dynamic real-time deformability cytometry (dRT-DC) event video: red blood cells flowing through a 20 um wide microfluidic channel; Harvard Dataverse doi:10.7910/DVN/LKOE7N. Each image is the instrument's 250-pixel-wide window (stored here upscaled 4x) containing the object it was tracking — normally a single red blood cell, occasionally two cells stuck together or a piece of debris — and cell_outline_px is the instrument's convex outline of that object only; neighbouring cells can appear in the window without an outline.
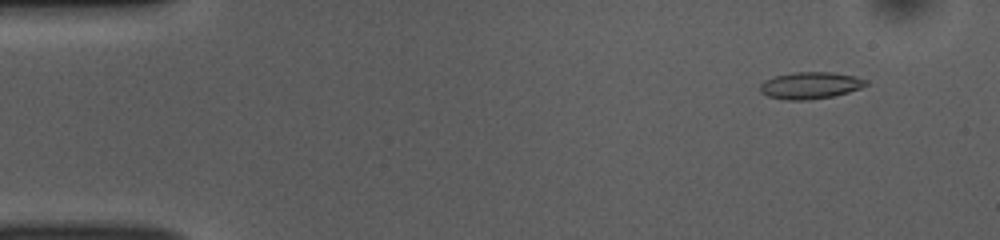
{"species": "common noctule bat (a hibernating species)", "species_latin": "Nyctalus noctula", "temperature_condition": "room temperature", "stored_images_in_passage": 52, "camera_frame_rate_fps": 3000, "um_per_image_px": 0.085, "animal": {"sex": "female", "body_mass_g": 10.0, "forearm_length_mm": 53.1}, "frame": {"image": 1, "passage_image": 5, "time_ms": 1.333, "image_size_px": [1000, 240], "cell_outline_px": [[868, 84], [860, 88], [848, 92], [832, 96], [808, 100], [784, 100], [768, 96], [760, 92], [760, 84], [764, 80], [776, 76], [792, 72], [832, 72], [852, 76], [868, 80]], "centroid_in_image_um": [68.85, 7.26], "position_along_channel_um": 16.2, "area_um2": 16.53}}
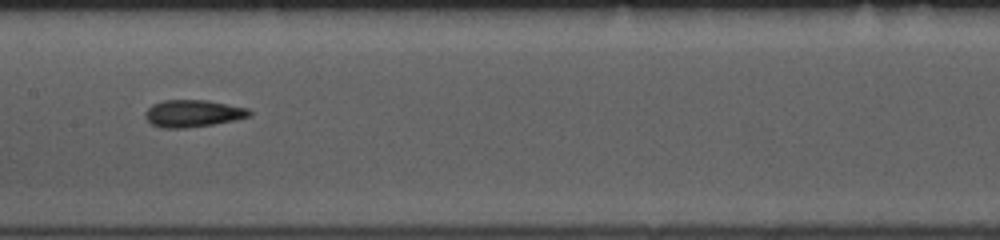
{"frame": {"image": 2, "passage_image": 26, "time_ms": 8.333, "image_size_px": [1000, 240], "cell_outline_px": [[252, 116], [236, 120], [212, 124], [184, 128], [160, 128], [152, 124], [144, 116], [144, 112], [152, 104], [164, 100], [208, 100], [248, 108], [252, 112]], "centroid_in_image_um": [16.41, 9.64], "position_along_channel_um": 191.0, "area_um2": 16.59}}
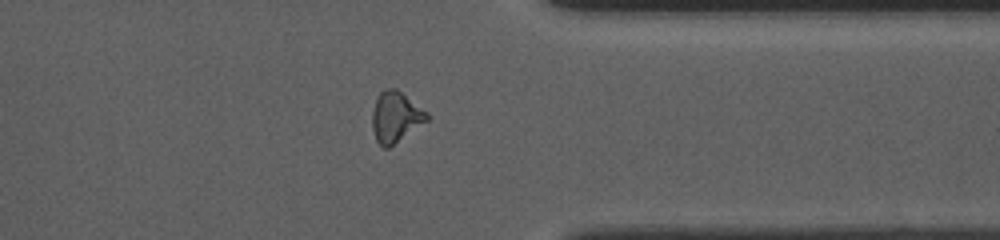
{"frame": {"image": 3, "passage_image": 41, "time_ms": 13.333, "image_size_px": [1000, 240], "cell_outline_px": [[428, 120], [388, 148], [384, 148], [376, 140], [372, 128], [372, 112], [376, 96], [384, 88], [396, 88], [428, 112]], "centroid_in_image_um": [33.61, 9.91], "position_along_channel_um": 377.8, "area_um2": 16.13}, "authors_computed_cell_mechanics": {"area_um2": 16.0395, "velocity_mm_per_s": 3.8673, "shape_relaxation_time_tau1_ms": 3.7303, "shape_relaxation_time_tau2_ms": 2.0281, "deformation_change_tau1": 0.1623, "deformation_change_tau2": 0.1049}}